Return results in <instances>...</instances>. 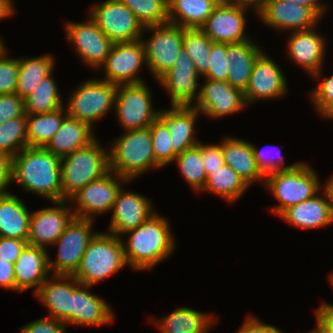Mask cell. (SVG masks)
<instances>
[{
  "label": "cell",
  "mask_w": 333,
  "mask_h": 333,
  "mask_svg": "<svg viewBox=\"0 0 333 333\" xmlns=\"http://www.w3.org/2000/svg\"><path fill=\"white\" fill-rule=\"evenodd\" d=\"M12 181L52 202L62 201L61 158L44 147H25L12 157Z\"/></svg>",
  "instance_id": "6da1fadb"
},
{
  "label": "cell",
  "mask_w": 333,
  "mask_h": 333,
  "mask_svg": "<svg viewBox=\"0 0 333 333\" xmlns=\"http://www.w3.org/2000/svg\"><path fill=\"white\" fill-rule=\"evenodd\" d=\"M168 220L156 212L129 233L123 242L127 264L134 270L152 269L170 254L175 247Z\"/></svg>",
  "instance_id": "7a4b0ae2"
},
{
  "label": "cell",
  "mask_w": 333,
  "mask_h": 333,
  "mask_svg": "<svg viewBox=\"0 0 333 333\" xmlns=\"http://www.w3.org/2000/svg\"><path fill=\"white\" fill-rule=\"evenodd\" d=\"M109 170L128 181L151 168L162 167L154 157L149 128L126 131L111 144Z\"/></svg>",
  "instance_id": "3957f363"
},
{
  "label": "cell",
  "mask_w": 333,
  "mask_h": 333,
  "mask_svg": "<svg viewBox=\"0 0 333 333\" xmlns=\"http://www.w3.org/2000/svg\"><path fill=\"white\" fill-rule=\"evenodd\" d=\"M127 265L123 240L110 233L97 232L89 241L77 271L79 283L92 286Z\"/></svg>",
  "instance_id": "277c9868"
},
{
  "label": "cell",
  "mask_w": 333,
  "mask_h": 333,
  "mask_svg": "<svg viewBox=\"0 0 333 333\" xmlns=\"http://www.w3.org/2000/svg\"><path fill=\"white\" fill-rule=\"evenodd\" d=\"M109 171V158L95 139L89 145L61 158L62 200H69L88 183Z\"/></svg>",
  "instance_id": "5b68a950"
},
{
  "label": "cell",
  "mask_w": 333,
  "mask_h": 333,
  "mask_svg": "<svg viewBox=\"0 0 333 333\" xmlns=\"http://www.w3.org/2000/svg\"><path fill=\"white\" fill-rule=\"evenodd\" d=\"M263 183L280 203L272 208L278 216L288 207L313 198L321 188L315 171L301 162L291 169L268 173Z\"/></svg>",
  "instance_id": "8992f818"
},
{
  "label": "cell",
  "mask_w": 333,
  "mask_h": 333,
  "mask_svg": "<svg viewBox=\"0 0 333 333\" xmlns=\"http://www.w3.org/2000/svg\"><path fill=\"white\" fill-rule=\"evenodd\" d=\"M117 85L105 80H87L67 102V115L92 127L115 106ZM111 107V108H110Z\"/></svg>",
  "instance_id": "52a82bcc"
},
{
  "label": "cell",
  "mask_w": 333,
  "mask_h": 333,
  "mask_svg": "<svg viewBox=\"0 0 333 333\" xmlns=\"http://www.w3.org/2000/svg\"><path fill=\"white\" fill-rule=\"evenodd\" d=\"M146 29L153 33L149 40H142L146 65L158 80L174 66L178 58L183 46V27L167 22L144 27V30Z\"/></svg>",
  "instance_id": "ba28073f"
},
{
  "label": "cell",
  "mask_w": 333,
  "mask_h": 333,
  "mask_svg": "<svg viewBox=\"0 0 333 333\" xmlns=\"http://www.w3.org/2000/svg\"><path fill=\"white\" fill-rule=\"evenodd\" d=\"M145 82L117 85L116 116L126 131L149 128L159 112L152 108L151 94Z\"/></svg>",
  "instance_id": "9c48e42d"
},
{
  "label": "cell",
  "mask_w": 333,
  "mask_h": 333,
  "mask_svg": "<svg viewBox=\"0 0 333 333\" xmlns=\"http://www.w3.org/2000/svg\"><path fill=\"white\" fill-rule=\"evenodd\" d=\"M94 220L74 217L54 243L58 244L57 260L49 257V269L53 275H73L80 264L89 241L97 232H92ZM92 232V233H91ZM53 269V270H52Z\"/></svg>",
  "instance_id": "30bf717a"
},
{
  "label": "cell",
  "mask_w": 333,
  "mask_h": 333,
  "mask_svg": "<svg viewBox=\"0 0 333 333\" xmlns=\"http://www.w3.org/2000/svg\"><path fill=\"white\" fill-rule=\"evenodd\" d=\"M90 18L113 42H132L142 39L143 25L134 13L119 0H106L93 5Z\"/></svg>",
  "instance_id": "8fae6325"
},
{
  "label": "cell",
  "mask_w": 333,
  "mask_h": 333,
  "mask_svg": "<svg viewBox=\"0 0 333 333\" xmlns=\"http://www.w3.org/2000/svg\"><path fill=\"white\" fill-rule=\"evenodd\" d=\"M117 179L123 183L129 182L126 178L109 170L104 176L88 183L76 192L68 200L69 203L70 201L77 202V209L72 210L75 217L93 220V215L96 213L112 210L117 194L122 188Z\"/></svg>",
  "instance_id": "7c38bea8"
},
{
  "label": "cell",
  "mask_w": 333,
  "mask_h": 333,
  "mask_svg": "<svg viewBox=\"0 0 333 333\" xmlns=\"http://www.w3.org/2000/svg\"><path fill=\"white\" fill-rule=\"evenodd\" d=\"M249 6L240 0L220 3L200 28L213 42L241 43L250 40L245 36V14ZM249 38V39H248Z\"/></svg>",
  "instance_id": "4fadbf2b"
},
{
  "label": "cell",
  "mask_w": 333,
  "mask_h": 333,
  "mask_svg": "<svg viewBox=\"0 0 333 333\" xmlns=\"http://www.w3.org/2000/svg\"><path fill=\"white\" fill-rule=\"evenodd\" d=\"M145 63L142 39L132 42H115L101 66L105 70L104 80L116 85L142 83L144 81L138 78L137 72H140L142 64Z\"/></svg>",
  "instance_id": "5bb4252c"
},
{
  "label": "cell",
  "mask_w": 333,
  "mask_h": 333,
  "mask_svg": "<svg viewBox=\"0 0 333 333\" xmlns=\"http://www.w3.org/2000/svg\"><path fill=\"white\" fill-rule=\"evenodd\" d=\"M85 23L66 24V35L69 42L73 43L79 57L91 67L100 68L105 62L113 42L89 17Z\"/></svg>",
  "instance_id": "9a60e30c"
},
{
  "label": "cell",
  "mask_w": 333,
  "mask_h": 333,
  "mask_svg": "<svg viewBox=\"0 0 333 333\" xmlns=\"http://www.w3.org/2000/svg\"><path fill=\"white\" fill-rule=\"evenodd\" d=\"M268 27L300 31L316 27L319 17L308 7L280 0H264L255 12Z\"/></svg>",
  "instance_id": "2e32d148"
},
{
  "label": "cell",
  "mask_w": 333,
  "mask_h": 333,
  "mask_svg": "<svg viewBox=\"0 0 333 333\" xmlns=\"http://www.w3.org/2000/svg\"><path fill=\"white\" fill-rule=\"evenodd\" d=\"M205 84L200 86L197 104L192 106L210 118H220L238 112L247 103L244 91L232 86L227 81H214L205 78Z\"/></svg>",
  "instance_id": "e0dca14e"
},
{
  "label": "cell",
  "mask_w": 333,
  "mask_h": 333,
  "mask_svg": "<svg viewBox=\"0 0 333 333\" xmlns=\"http://www.w3.org/2000/svg\"><path fill=\"white\" fill-rule=\"evenodd\" d=\"M66 202L68 201L53 202L57 204L56 207L31 212L28 244L46 249V245H53L57 241L66 226L75 217L71 211L73 206L67 207Z\"/></svg>",
  "instance_id": "ac0fdd59"
},
{
  "label": "cell",
  "mask_w": 333,
  "mask_h": 333,
  "mask_svg": "<svg viewBox=\"0 0 333 333\" xmlns=\"http://www.w3.org/2000/svg\"><path fill=\"white\" fill-rule=\"evenodd\" d=\"M199 74L187 51L182 47L174 66L164 73L158 81L170 94L172 105L191 106L198 99L200 92L196 89ZM197 94V95H196ZM197 98H194V97Z\"/></svg>",
  "instance_id": "d6986e66"
},
{
  "label": "cell",
  "mask_w": 333,
  "mask_h": 333,
  "mask_svg": "<svg viewBox=\"0 0 333 333\" xmlns=\"http://www.w3.org/2000/svg\"><path fill=\"white\" fill-rule=\"evenodd\" d=\"M286 79L279 66L264 53L256 59L244 90L246 103L257 99L278 98L287 92Z\"/></svg>",
  "instance_id": "ffe728a7"
},
{
  "label": "cell",
  "mask_w": 333,
  "mask_h": 333,
  "mask_svg": "<svg viewBox=\"0 0 333 333\" xmlns=\"http://www.w3.org/2000/svg\"><path fill=\"white\" fill-rule=\"evenodd\" d=\"M150 200L142 195L120 189L113 204V214L108 233L119 238L137 228L155 212Z\"/></svg>",
  "instance_id": "44dd1931"
},
{
  "label": "cell",
  "mask_w": 333,
  "mask_h": 333,
  "mask_svg": "<svg viewBox=\"0 0 333 333\" xmlns=\"http://www.w3.org/2000/svg\"><path fill=\"white\" fill-rule=\"evenodd\" d=\"M315 27L307 30L294 31L288 40L287 53L303 70L317 79L321 78V65L325 54V38L315 32Z\"/></svg>",
  "instance_id": "7402d4cb"
},
{
  "label": "cell",
  "mask_w": 333,
  "mask_h": 333,
  "mask_svg": "<svg viewBox=\"0 0 333 333\" xmlns=\"http://www.w3.org/2000/svg\"><path fill=\"white\" fill-rule=\"evenodd\" d=\"M81 286V287H80ZM72 276V324L99 326L113 321L111 307Z\"/></svg>",
  "instance_id": "603a6c76"
},
{
  "label": "cell",
  "mask_w": 333,
  "mask_h": 333,
  "mask_svg": "<svg viewBox=\"0 0 333 333\" xmlns=\"http://www.w3.org/2000/svg\"><path fill=\"white\" fill-rule=\"evenodd\" d=\"M42 247L27 244L14 263L16 291L23 292L28 288L36 287L35 292L47 280L49 269V256Z\"/></svg>",
  "instance_id": "cb8c5ba5"
},
{
  "label": "cell",
  "mask_w": 333,
  "mask_h": 333,
  "mask_svg": "<svg viewBox=\"0 0 333 333\" xmlns=\"http://www.w3.org/2000/svg\"><path fill=\"white\" fill-rule=\"evenodd\" d=\"M200 113L192 105H172L170 110L159 111L158 117L168 126L173 151L177 155L199 144L193 134Z\"/></svg>",
  "instance_id": "d4e9b609"
},
{
  "label": "cell",
  "mask_w": 333,
  "mask_h": 333,
  "mask_svg": "<svg viewBox=\"0 0 333 333\" xmlns=\"http://www.w3.org/2000/svg\"><path fill=\"white\" fill-rule=\"evenodd\" d=\"M35 292L41 303L50 311V317L72 324V275H53ZM54 281V282H53Z\"/></svg>",
  "instance_id": "484cf974"
},
{
  "label": "cell",
  "mask_w": 333,
  "mask_h": 333,
  "mask_svg": "<svg viewBox=\"0 0 333 333\" xmlns=\"http://www.w3.org/2000/svg\"><path fill=\"white\" fill-rule=\"evenodd\" d=\"M325 198L317 194L308 200L285 209L279 217L302 229L325 227L333 222L330 200L324 190ZM327 198V199H326Z\"/></svg>",
  "instance_id": "4316f807"
},
{
  "label": "cell",
  "mask_w": 333,
  "mask_h": 333,
  "mask_svg": "<svg viewBox=\"0 0 333 333\" xmlns=\"http://www.w3.org/2000/svg\"><path fill=\"white\" fill-rule=\"evenodd\" d=\"M93 128L70 116H66L60 129L54 134L50 141L44 146L45 149L63 158L75 150L85 147L93 142Z\"/></svg>",
  "instance_id": "83f0119b"
},
{
  "label": "cell",
  "mask_w": 333,
  "mask_h": 333,
  "mask_svg": "<svg viewBox=\"0 0 333 333\" xmlns=\"http://www.w3.org/2000/svg\"><path fill=\"white\" fill-rule=\"evenodd\" d=\"M221 142L224 162L233 168L250 186L253 181L265 179V175L257 167L252 143L234 137H224Z\"/></svg>",
  "instance_id": "f1b7e54d"
},
{
  "label": "cell",
  "mask_w": 333,
  "mask_h": 333,
  "mask_svg": "<svg viewBox=\"0 0 333 333\" xmlns=\"http://www.w3.org/2000/svg\"><path fill=\"white\" fill-rule=\"evenodd\" d=\"M262 49L247 40L241 43H227V82L234 87L245 90L252 72L253 65L262 53Z\"/></svg>",
  "instance_id": "f546056e"
},
{
  "label": "cell",
  "mask_w": 333,
  "mask_h": 333,
  "mask_svg": "<svg viewBox=\"0 0 333 333\" xmlns=\"http://www.w3.org/2000/svg\"><path fill=\"white\" fill-rule=\"evenodd\" d=\"M31 213L14 194L0 195V237L28 240Z\"/></svg>",
  "instance_id": "4dcf8cb0"
},
{
  "label": "cell",
  "mask_w": 333,
  "mask_h": 333,
  "mask_svg": "<svg viewBox=\"0 0 333 333\" xmlns=\"http://www.w3.org/2000/svg\"><path fill=\"white\" fill-rule=\"evenodd\" d=\"M218 4L216 0H168V22L200 29Z\"/></svg>",
  "instance_id": "1f68e13d"
},
{
  "label": "cell",
  "mask_w": 333,
  "mask_h": 333,
  "mask_svg": "<svg viewBox=\"0 0 333 333\" xmlns=\"http://www.w3.org/2000/svg\"><path fill=\"white\" fill-rule=\"evenodd\" d=\"M156 322L162 333H207L215 321L211 315L181 307Z\"/></svg>",
  "instance_id": "d6a6232c"
},
{
  "label": "cell",
  "mask_w": 333,
  "mask_h": 333,
  "mask_svg": "<svg viewBox=\"0 0 333 333\" xmlns=\"http://www.w3.org/2000/svg\"><path fill=\"white\" fill-rule=\"evenodd\" d=\"M54 58L50 54L37 58L19 59V73L16 93L25 99L37 85L54 69Z\"/></svg>",
  "instance_id": "836d02e7"
},
{
  "label": "cell",
  "mask_w": 333,
  "mask_h": 333,
  "mask_svg": "<svg viewBox=\"0 0 333 333\" xmlns=\"http://www.w3.org/2000/svg\"><path fill=\"white\" fill-rule=\"evenodd\" d=\"M65 111V115H62ZM66 116L67 110H64V107L50 113L27 114L26 129L28 146L44 147L60 129Z\"/></svg>",
  "instance_id": "e575fe53"
},
{
  "label": "cell",
  "mask_w": 333,
  "mask_h": 333,
  "mask_svg": "<svg viewBox=\"0 0 333 333\" xmlns=\"http://www.w3.org/2000/svg\"><path fill=\"white\" fill-rule=\"evenodd\" d=\"M248 187L249 185L233 168L224 164L207 176L206 183L201 191L208 190L229 202H234L240 198Z\"/></svg>",
  "instance_id": "d590c367"
},
{
  "label": "cell",
  "mask_w": 333,
  "mask_h": 333,
  "mask_svg": "<svg viewBox=\"0 0 333 333\" xmlns=\"http://www.w3.org/2000/svg\"><path fill=\"white\" fill-rule=\"evenodd\" d=\"M52 75L44 78L25 100L26 114L50 113L63 107Z\"/></svg>",
  "instance_id": "8d00e7d4"
},
{
  "label": "cell",
  "mask_w": 333,
  "mask_h": 333,
  "mask_svg": "<svg viewBox=\"0 0 333 333\" xmlns=\"http://www.w3.org/2000/svg\"><path fill=\"white\" fill-rule=\"evenodd\" d=\"M213 41L198 28H183V48L202 77L209 70V57Z\"/></svg>",
  "instance_id": "74e56055"
},
{
  "label": "cell",
  "mask_w": 333,
  "mask_h": 333,
  "mask_svg": "<svg viewBox=\"0 0 333 333\" xmlns=\"http://www.w3.org/2000/svg\"><path fill=\"white\" fill-rule=\"evenodd\" d=\"M184 179L194 189L201 191L207 180V174L201 157V142L178 154L175 159Z\"/></svg>",
  "instance_id": "f35d334b"
},
{
  "label": "cell",
  "mask_w": 333,
  "mask_h": 333,
  "mask_svg": "<svg viewBox=\"0 0 333 333\" xmlns=\"http://www.w3.org/2000/svg\"><path fill=\"white\" fill-rule=\"evenodd\" d=\"M125 4L143 25L155 26L168 22V0H119Z\"/></svg>",
  "instance_id": "ab89813d"
},
{
  "label": "cell",
  "mask_w": 333,
  "mask_h": 333,
  "mask_svg": "<svg viewBox=\"0 0 333 333\" xmlns=\"http://www.w3.org/2000/svg\"><path fill=\"white\" fill-rule=\"evenodd\" d=\"M25 147H28L26 116L0 124V152L14 157Z\"/></svg>",
  "instance_id": "60d3db41"
},
{
  "label": "cell",
  "mask_w": 333,
  "mask_h": 333,
  "mask_svg": "<svg viewBox=\"0 0 333 333\" xmlns=\"http://www.w3.org/2000/svg\"><path fill=\"white\" fill-rule=\"evenodd\" d=\"M155 160L165 166L172 162L177 154L173 151L168 126L158 117L149 127Z\"/></svg>",
  "instance_id": "b9f144b4"
},
{
  "label": "cell",
  "mask_w": 333,
  "mask_h": 333,
  "mask_svg": "<svg viewBox=\"0 0 333 333\" xmlns=\"http://www.w3.org/2000/svg\"><path fill=\"white\" fill-rule=\"evenodd\" d=\"M226 53L227 43H212L209 57V70L204 75L205 78L214 81H227L229 68Z\"/></svg>",
  "instance_id": "7bdbcfd3"
},
{
  "label": "cell",
  "mask_w": 333,
  "mask_h": 333,
  "mask_svg": "<svg viewBox=\"0 0 333 333\" xmlns=\"http://www.w3.org/2000/svg\"><path fill=\"white\" fill-rule=\"evenodd\" d=\"M7 52L0 56V94H15L19 73V58H6Z\"/></svg>",
  "instance_id": "ee69618b"
},
{
  "label": "cell",
  "mask_w": 333,
  "mask_h": 333,
  "mask_svg": "<svg viewBox=\"0 0 333 333\" xmlns=\"http://www.w3.org/2000/svg\"><path fill=\"white\" fill-rule=\"evenodd\" d=\"M324 81L311 92V99L316 110L325 118L333 113V75Z\"/></svg>",
  "instance_id": "f6af8a7d"
},
{
  "label": "cell",
  "mask_w": 333,
  "mask_h": 333,
  "mask_svg": "<svg viewBox=\"0 0 333 333\" xmlns=\"http://www.w3.org/2000/svg\"><path fill=\"white\" fill-rule=\"evenodd\" d=\"M22 116H27L25 100L17 93L0 94V124Z\"/></svg>",
  "instance_id": "bcb514c9"
},
{
  "label": "cell",
  "mask_w": 333,
  "mask_h": 333,
  "mask_svg": "<svg viewBox=\"0 0 333 333\" xmlns=\"http://www.w3.org/2000/svg\"><path fill=\"white\" fill-rule=\"evenodd\" d=\"M252 148H253L254 157H255L257 167L260 169V171L264 175H267L268 173L273 172V171L291 169L297 164V163H295V164L288 165V166L284 167V165H283L284 156H280V155L279 156L277 155L276 157H275V155L270 156V155H268L267 151L264 152L263 149L260 151L253 144H252Z\"/></svg>",
  "instance_id": "7dc6e473"
},
{
  "label": "cell",
  "mask_w": 333,
  "mask_h": 333,
  "mask_svg": "<svg viewBox=\"0 0 333 333\" xmlns=\"http://www.w3.org/2000/svg\"><path fill=\"white\" fill-rule=\"evenodd\" d=\"M66 324L52 317L41 318L24 325L20 333H66Z\"/></svg>",
  "instance_id": "c3c4849f"
},
{
  "label": "cell",
  "mask_w": 333,
  "mask_h": 333,
  "mask_svg": "<svg viewBox=\"0 0 333 333\" xmlns=\"http://www.w3.org/2000/svg\"><path fill=\"white\" fill-rule=\"evenodd\" d=\"M201 157L207 176L225 164L220 144L214 145L209 143V145H202L201 142Z\"/></svg>",
  "instance_id": "681fc988"
},
{
  "label": "cell",
  "mask_w": 333,
  "mask_h": 333,
  "mask_svg": "<svg viewBox=\"0 0 333 333\" xmlns=\"http://www.w3.org/2000/svg\"><path fill=\"white\" fill-rule=\"evenodd\" d=\"M27 244L23 239L0 237V260L14 264Z\"/></svg>",
  "instance_id": "f907efd6"
},
{
  "label": "cell",
  "mask_w": 333,
  "mask_h": 333,
  "mask_svg": "<svg viewBox=\"0 0 333 333\" xmlns=\"http://www.w3.org/2000/svg\"><path fill=\"white\" fill-rule=\"evenodd\" d=\"M237 333H282L277 327L268 325L256 317H247Z\"/></svg>",
  "instance_id": "816d5d0a"
},
{
  "label": "cell",
  "mask_w": 333,
  "mask_h": 333,
  "mask_svg": "<svg viewBox=\"0 0 333 333\" xmlns=\"http://www.w3.org/2000/svg\"><path fill=\"white\" fill-rule=\"evenodd\" d=\"M12 182V157L0 152V195L8 193L5 189Z\"/></svg>",
  "instance_id": "f5cc1de1"
},
{
  "label": "cell",
  "mask_w": 333,
  "mask_h": 333,
  "mask_svg": "<svg viewBox=\"0 0 333 333\" xmlns=\"http://www.w3.org/2000/svg\"><path fill=\"white\" fill-rule=\"evenodd\" d=\"M317 326L323 333H333V308L324 304L316 310Z\"/></svg>",
  "instance_id": "db71d44e"
},
{
  "label": "cell",
  "mask_w": 333,
  "mask_h": 333,
  "mask_svg": "<svg viewBox=\"0 0 333 333\" xmlns=\"http://www.w3.org/2000/svg\"><path fill=\"white\" fill-rule=\"evenodd\" d=\"M0 287L16 291L14 264L0 260Z\"/></svg>",
  "instance_id": "11a10c76"
},
{
  "label": "cell",
  "mask_w": 333,
  "mask_h": 333,
  "mask_svg": "<svg viewBox=\"0 0 333 333\" xmlns=\"http://www.w3.org/2000/svg\"><path fill=\"white\" fill-rule=\"evenodd\" d=\"M280 1H285L287 3H294L298 4L300 6H306L310 8L319 18L322 17V14L325 11V5L322 3H318V0H280Z\"/></svg>",
  "instance_id": "9f6ffc18"
},
{
  "label": "cell",
  "mask_w": 333,
  "mask_h": 333,
  "mask_svg": "<svg viewBox=\"0 0 333 333\" xmlns=\"http://www.w3.org/2000/svg\"><path fill=\"white\" fill-rule=\"evenodd\" d=\"M12 0H0V20L14 14Z\"/></svg>",
  "instance_id": "6f0895ef"
},
{
  "label": "cell",
  "mask_w": 333,
  "mask_h": 333,
  "mask_svg": "<svg viewBox=\"0 0 333 333\" xmlns=\"http://www.w3.org/2000/svg\"><path fill=\"white\" fill-rule=\"evenodd\" d=\"M324 190L327 192L330 200L331 215L333 219V176L328 179L326 185L324 186Z\"/></svg>",
  "instance_id": "680465c9"
},
{
  "label": "cell",
  "mask_w": 333,
  "mask_h": 333,
  "mask_svg": "<svg viewBox=\"0 0 333 333\" xmlns=\"http://www.w3.org/2000/svg\"><path fill=\"white\" fill-rule=\"evenodd\" d=\"M240 1H243L245 3H249V4L254 5L255 7H257L264 0H240Z\"/></svg>",
  "instance_id": "91938a15"
},
{
  "label": "cell",
  "mask_w": 333,
  "mask_h": 333,
  "mask_svg": "<svg viewBox=\"0 0 333 333\" xmlns=\"http://www.w3.org/2000/svg\"><path fill=\"white\" fill-rule=\"evenodd\" d=\"M5 52H7V50L5 48L3 41H1L0 39V56L3 55Z\"/></svg>",
  "instance_id": "94428289"
},
{
  "label": "cell",
  "mask_w": 333,
  "mask_h": 333,
  "mask_svg": "<svg viewBox=\"0 0 333 333\" xmlns=\"http://www.w3.org/2000/svg\"><path fill=\"white\" fill-rule=\"evenodd\" d=\"M330 283L332 284V287H333V273H331V275H330ZM327 307H330V308H333V305H331V304H328V303H326L325 304Z\"/></svg>",
  "instance_id": "6125c7cd"
},
{
  "label": "cell",
  "mask_w": 333,
  "mask_h": 333,
  "mask_svg": "<svg viewBox=\"0 0 333 333\" xmlns=\"http://www.w3.org/2000/svg\"><path fill=\"white\" fill-rule=\"evenodd\" d=\"M309 333H323L321 331V329L317 326L315 329H313L312 331H310Z\"/></svg>",
  "instance_id": "be15d7a7"
},
{
  "label": "cell",
  "mask_w": 333,
  "mask_h": 333,
  "mask_svg": "<svg viewBox=\"0 0 333 333\" xmlns=\"http://www.w3.org/2000/svg\"><path fill=\"white\" fill-rule=\"evenodd\" d=\"M216 1L220 4V3L228 2L230 0H216Z\"/></svg>",
  "instance_id": "e7e4bbea"
},
{
  "label": "cell",
  "mask_w": 333,
  "mask_h": 333,
  "mask_svg": "<svg viewBox=\"0 0 333 333\" xmlns=\"http://www.w3.org/2000/svg\"><path fill=\"white\" fill-rule=\"evenodd\" d=\"M327 118H333V113L331 115H329Z\"/></svg>",
  "instance_id": "03108f58"
}]
</instances>
